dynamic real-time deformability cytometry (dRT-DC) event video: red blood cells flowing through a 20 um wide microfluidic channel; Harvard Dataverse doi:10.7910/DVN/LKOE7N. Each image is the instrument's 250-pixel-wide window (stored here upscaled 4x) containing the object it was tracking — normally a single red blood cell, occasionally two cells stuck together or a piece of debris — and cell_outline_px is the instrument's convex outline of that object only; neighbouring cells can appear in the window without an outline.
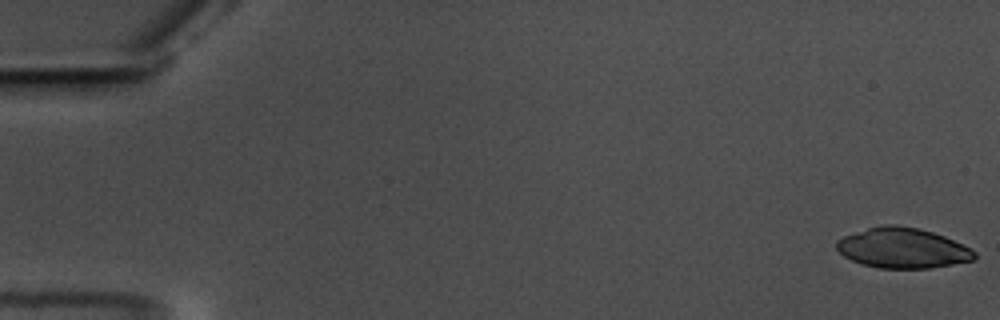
{"species": "common noctule bat (a hibernating species)", "species_latin": "Nyctalus noctula", "temperature_condition": "warm", "stored_images_in_passage": 5, "camera_frame_rate_fps": 3000, "um_per_image_px": 0.085, "animal": {"sex": "male", "body_mass_g": 17.5, "forearm_length_mm": 52.3}, "frame": {"image": 1, "passage_image": 1, "time_ms": 0.0, "image_size_px": [1000, 320], "cell_outline_px": [[976, 260], [928, 268], [880, 268], [860, 264], [844, 256], [836, 248], [836, 240], [844, 236], [880, 224], [896, 224], [920, 228], [944, 236], [976, 252]], "centroid_in_image_um": [76.69, 21.08], "position_along_channel_um": 8.3, "area_um2": 32.25}}